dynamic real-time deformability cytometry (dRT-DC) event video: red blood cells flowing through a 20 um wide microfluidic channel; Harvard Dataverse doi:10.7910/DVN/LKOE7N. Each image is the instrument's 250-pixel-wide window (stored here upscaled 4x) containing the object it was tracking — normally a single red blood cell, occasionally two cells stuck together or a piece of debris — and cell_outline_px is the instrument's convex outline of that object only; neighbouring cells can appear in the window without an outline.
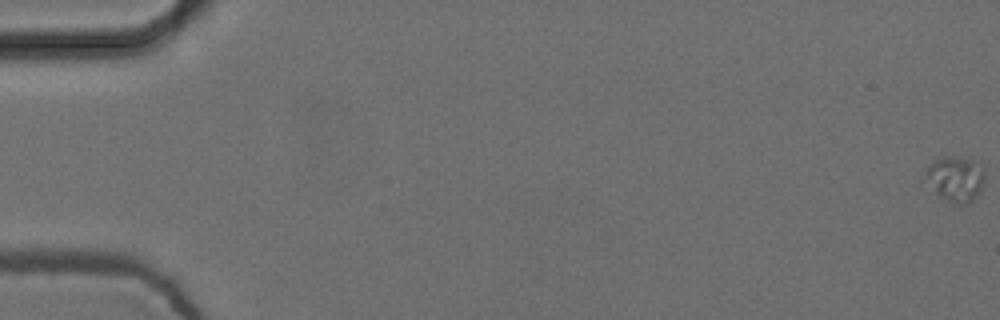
{"species": "common noctule bat (a hibernating species)", "species_latin": "Nyctalus noctula", "temperature_condition": "cold", "stored_images_in_passage": 57, "camera_frame_rate_fps": 3000, "um_per_image_px": 0.085, "animal": {"sex": "female", "body_mass_g": 24.6, "forearm_length_mm": 56.2}, "frame": {"image": 1, "passage_image": 1, "time_ms": 0.0, "image_size_px": [1000, 320], "cell_outline_px": [[984, 180], [980, 188], [972, 200], [956, 204], [936, 196], [924, 176], [924, 172], [928, 164], [944, 156], [956, 156], [972, 160], [984, 164]], "centroid_in_image_um": [81.18, 15.16], "position_along_channel_um": 3.8, "area_um2": 15.72}}
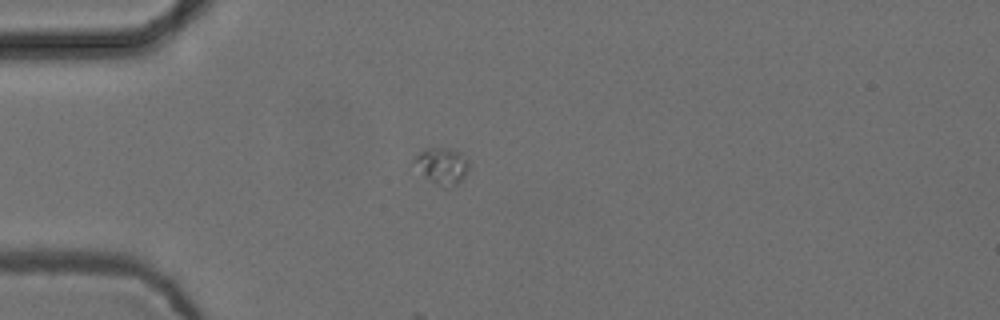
{"frame": {"image": 2, "passage_image": 17, "time_ms": 5.333, "image_size_px": [1000, 320], "cell_outline_px": [[468, 172], [456, 184], [444, 188], [436, 184], [424, 172], [416, 160], [416, 156], [424, 148], [448, 148], [460, 152], [468, 160]], "centroid_in_image_um": [37.67, 14.07], "position_along_channel_um": 47.3, "area_um2": 10.87}}
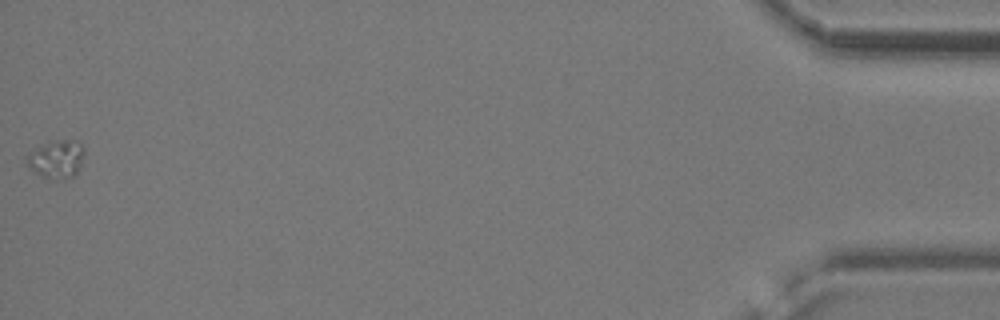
{"frame": {"image": 3, "passage_image": 57, "time_ms": 18.667, "image_size_px": [1000, 320], "cell_outline_px": [[84, 152], [80, 168], [76, 176], [60, 180], [40, 176], [28, 168], [24, 156], [28, 152], [48, 140], [68, 140], [80, 144], [84, 148]], "centroid_in_image_um": [4.75, 13.54], "position_along_channel_um": 430.4, "area_um2": 13.18}}